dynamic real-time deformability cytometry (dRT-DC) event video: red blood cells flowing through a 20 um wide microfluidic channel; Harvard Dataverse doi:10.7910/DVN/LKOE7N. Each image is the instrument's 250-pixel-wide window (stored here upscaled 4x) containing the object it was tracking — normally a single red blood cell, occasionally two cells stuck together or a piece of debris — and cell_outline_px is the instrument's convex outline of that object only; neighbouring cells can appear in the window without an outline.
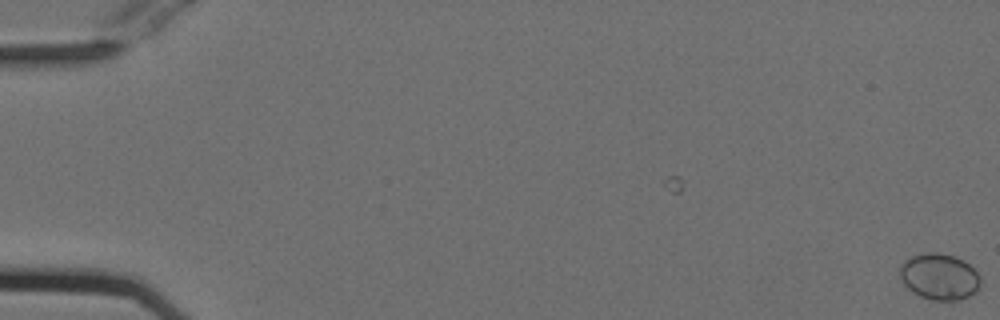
{"species": "Egyptian fruit bat (a non-hibernating species)", "species_latin": "Rousettus aegyptiacus", "temperature_condition": "cold", "stored_images_in_passage": 3, "camera_frame_rate_fps": 3000, "um_per_image_px": 0.085, "animal": {"sex": "female"}, "frame": {"image": 1, "passage_image": 3, "time_ms": 0.667, "image_size_px": [1000, 320], "cell_outline_px": [[980, 288], [976, 292], [960, 300], [932, 300], [920, 296], [912, 292], [900, 280], [900, 264], [904, 260], [912, 256], [928, 252], [936, 252], [956, 256], [964, 260], [980, 276]], "centroid_in_image_um": [79.84, 23.51], "position_along_channel_um": 5.2, "area_um2": 21.91}}